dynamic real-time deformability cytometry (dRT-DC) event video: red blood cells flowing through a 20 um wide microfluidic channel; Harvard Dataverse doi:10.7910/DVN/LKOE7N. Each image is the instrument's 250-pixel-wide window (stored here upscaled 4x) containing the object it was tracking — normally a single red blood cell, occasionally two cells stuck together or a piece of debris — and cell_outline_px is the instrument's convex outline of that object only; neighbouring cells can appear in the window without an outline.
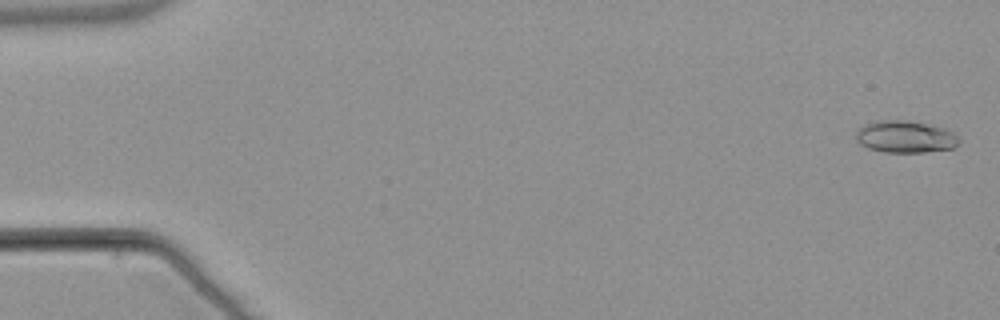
{"species": "common noctule bat (a hibernating species)", "species_latin": "Nyctalus noctula", "temperature_condition": "warm", "stored_images_in_passage": 55, "camera_frame_rate_fps": 3000, "um_per_image_px": 0.085, "animal": {"sex": "male", "body_mass_g": 21.5, "forearm_length_mm": 52.0}, "frame": {"image": 1, "passage_image": 2, "time_ms": 0.333, "image_size_px": [1000, 320], "cell_outline_px": [[960, 140], [952, 148], [924, 152], [884, 152], [868, 148], [860, 144], [856, 140], [856, 132], [864, 124], [876, 120], [908, 120], [944, 128], [956, 132]], "centroid_in_image_um": [76.94, 11.62], "position_along_channel_um": 8.1, "area_um2": 19.31}}
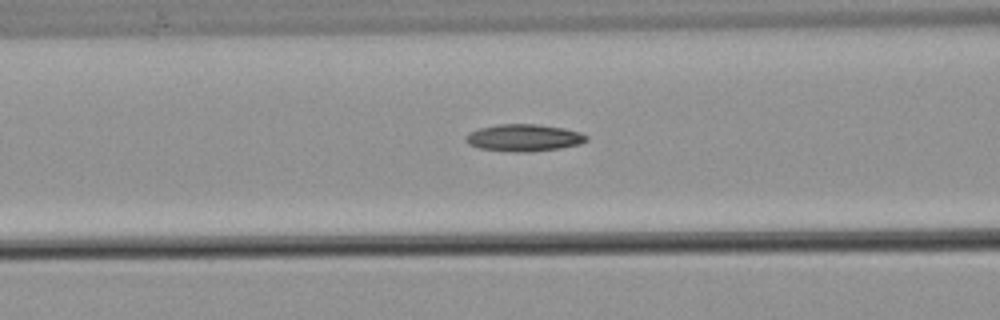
{"frame": {"image": 2, "passage_image": 23, "time_ms": 7.333, "image_size_px": [1000, 320], "cell_outline_px": [[588, 140], [580, 144], [560, 148], [528, 152], [512, 152], [480, 148], [468, 144], [464, 140], [468, 132], [480, 128], [496, 124], [536, 124], [564, 128], [580, 132], [588, 136]], "centroid_in_image_um": [44.52, 11.71], "position_along_channel_um": 122.1, "area_um2": 19.13}}
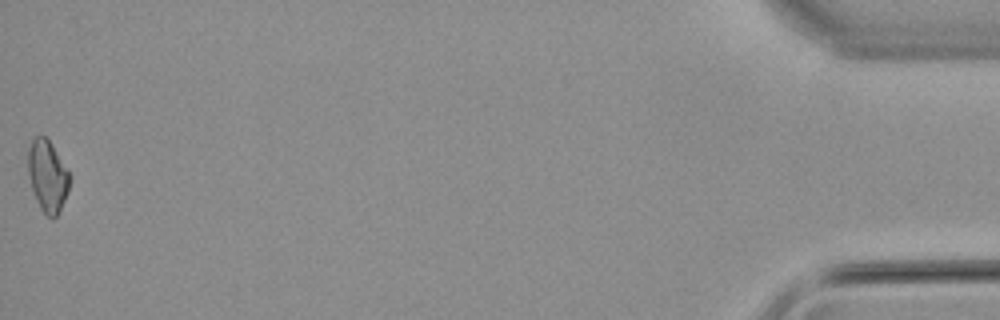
{"frame": {"image": 3, "passage_image": 55, "time_ms": 18.0, "image_size_px": [1000, 320], "cell_outline_px": [[68, 192], [56, 216], [52, 220], [40, 208], [36, 200], [32, 188], [28, 172], [28, 148], [32, 140], [36, 136], [44, 136], [52, 144], [68, 172]], "centroid_in_image_um": [4.01, 14.96], "position_along_channel_um": 431.2, "area_um2": 16.88}, "authors_computed_cell_mechanics": {"area_um2": 17.918, "velocity_mm_per_s": 3.8255, "shape_relaxation_time_tau1_ms": null, "shape_relaxation_time_tau2_ms": 8.1884, "deformation_change_tau1": null, "deformation_change_tau2": 0.1805}}